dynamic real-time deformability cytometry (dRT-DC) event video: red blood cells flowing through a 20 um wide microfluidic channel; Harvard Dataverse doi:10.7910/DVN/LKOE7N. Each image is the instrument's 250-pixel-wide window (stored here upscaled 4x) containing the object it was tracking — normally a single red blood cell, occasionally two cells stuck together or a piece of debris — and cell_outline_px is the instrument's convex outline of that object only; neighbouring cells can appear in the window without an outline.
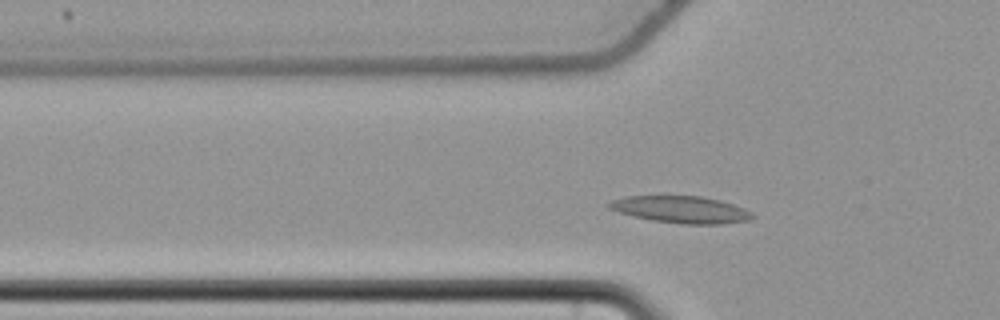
{"species": "common noctule bat (a hibernating species)", "species_latin": "Nyctalus noctula", "temperature_condition": "cold", "stored_images_in_passage": 48, "camera_frame_rate_fps": 3000, "um_per_image_px": 0.085, "animal": {"sex": "female", "body_mass_g": 22.7, "forearm_length_mm": 54.2}, "frame": {"image": 1, "passage_image": 10, "time_ms": 3.0, "image_size_px": [1000, 320], "cell_outline_px": [[756, 216], [748, 220], [720, 224], [680, 224], [652, 220], [632, 216], [616, 212], [608, 208], [608, 204], [612, 200], [628, 196], [700, 196], [720, 200], [744, 208], [752, 212]], "centroid_in_image_um": [57.88, 17.81], "position_along_channel_um": 67.9, "area_um2": 22.54}}
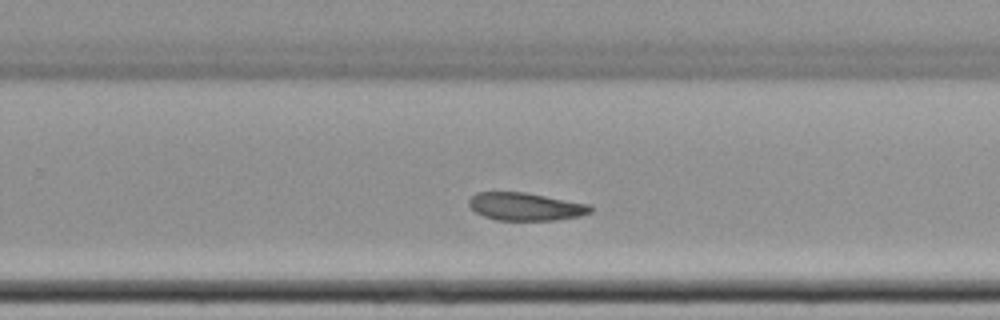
{"frame": {"image": 2, "passage_image": 28, "time_ms": 9.0, "image_size_px": [1000, 320], "cell_outline_px": [[592, 212], [580, 216], [556, 220], [496, 220], [484, 216], [476, 212], [468, 204], [468, 200], [476, 192], [524, 192], [592, 204]], "centroid_in_image_um": [44.7, 17.56], "position_along_channel_um": 285.1, "area_um2": 19.83}}
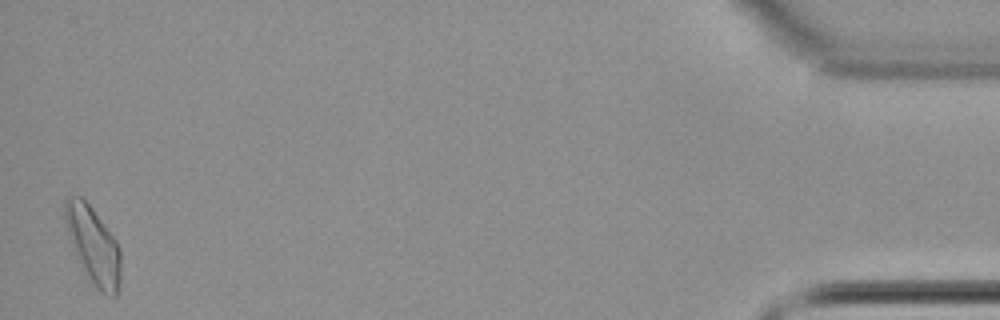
{"frame": {"image": 3, "passage_image": 47, "time_ms": 15.333, "image_size_px": [1000, 320], "cell_outline_px": [[120, 288], [116, 296], [112, 296], [100, 292], [92, 284], [76, 252], [64, 220], [64, 200], [68, 196], [80, 196], [92, 208], [116, 240], [120, 248]], "centroid_in_image_um": [7.96, 20.85], "position_along_channel_um": 427.2, "area_um2": 24.45}, "authors_computed_cell_mechanics": {"area_um2": 21.0103, "velocity_mm_per_s": 3.657, "shape_relaxation_time_tau1_ms": 5.4865, "shape_relaxation_time_tau2_ms": null, "deformation_change_tau1": 0.1078, "deformation_change_tau2": null}}